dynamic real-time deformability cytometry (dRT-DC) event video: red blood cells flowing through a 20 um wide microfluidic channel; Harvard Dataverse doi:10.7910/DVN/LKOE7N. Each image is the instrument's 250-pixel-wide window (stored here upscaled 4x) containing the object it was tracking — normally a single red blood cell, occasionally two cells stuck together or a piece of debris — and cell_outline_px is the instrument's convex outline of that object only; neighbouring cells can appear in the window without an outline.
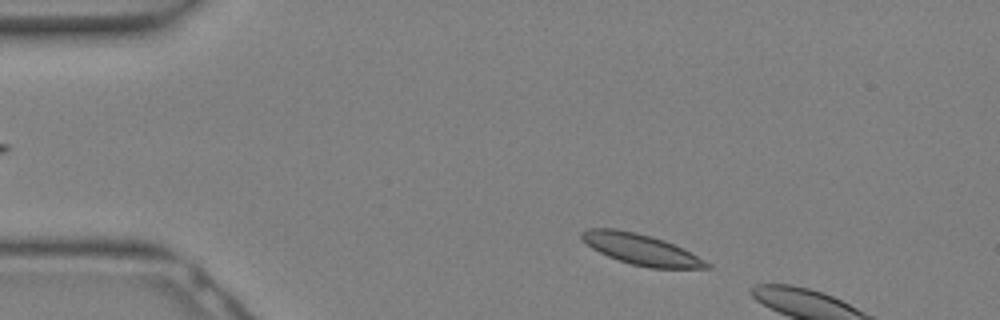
{"species": "Egyptian fruit bat (a non-hibernating species)", "species_latin": "Rousettus aegyptiacus", "temperature_condition": "warm", "stored_images_in_passage": 4, "camera_frame_rate_fps": 3000, "um_per_image_px": 0.085, "animal": {"sex": "female"}, "frame": {"image": 1, "passage_image": 2, "time_ms": 0.333, "image_size_px": [1000, 320], "cell_outline_px": [[712, 268], [652, 268], [632, 264], [608, 256], [592, 248], [580, 236], [580, 232], [588, 228], [616, 228], [636, 232], [652, 236], [664, 240], [712, 264]], "centroid_in_image_um": [54.46, 21.18], "position_along_channel_um": 30.5, "area_um2": 22.08}}